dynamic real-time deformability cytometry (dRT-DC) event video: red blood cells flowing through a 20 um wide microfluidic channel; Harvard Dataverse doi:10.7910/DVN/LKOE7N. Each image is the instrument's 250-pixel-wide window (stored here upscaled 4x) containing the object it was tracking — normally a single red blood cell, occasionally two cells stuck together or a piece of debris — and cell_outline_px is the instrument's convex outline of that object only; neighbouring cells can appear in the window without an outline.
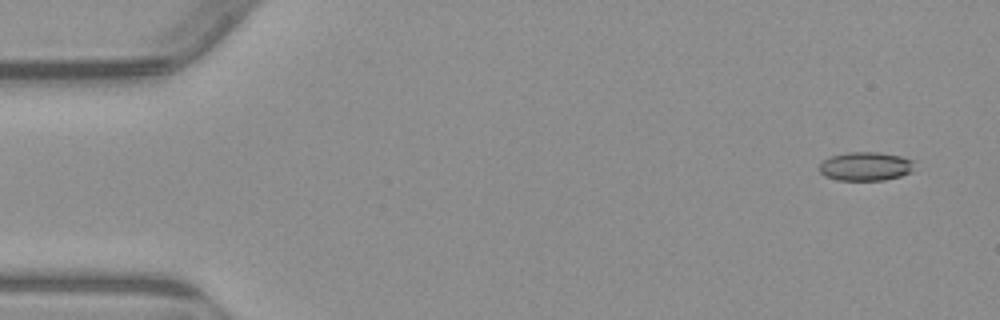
{"species": "common noctule bat (a hibernating species)", "species_latin": "Nyctalus noctula", "temperature_condition": "warm", "stored_images_in_passage": 4, "camera_frame_rate_fps": 3000, "um_per_image_px": 0.085, "animal": {"sex": "male", "body_mass_g": 23.1, "forearm_length_mm": 52.7}, "frame": {"image": 1, "passage_image": 1, "time_ms": 0.0, "image_size_px": [1000, 320], "cell_outline_px": [[916, 160], [912, 172], [900, 176], [884, 180], [836, 180], [824, 176], [816, 168], [824, 160], [832, 156], [848, 152], [880, 152], [900, 156]], "centroid_in_image_um": [73.59, 14.14], "position_along_channel_um": 11.4, "area_um2": 16.18}}
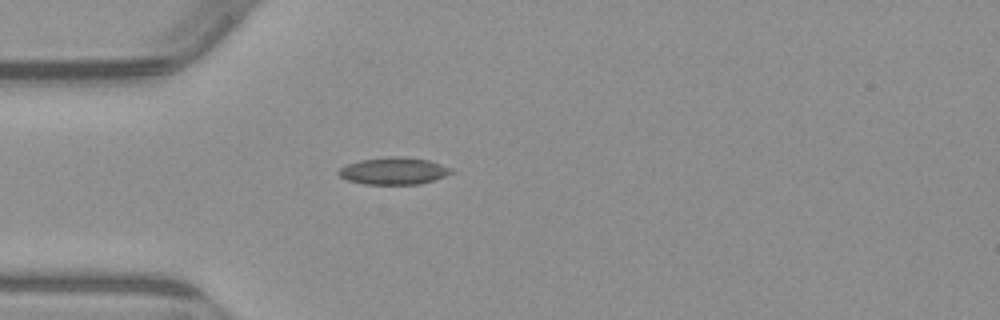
{"frame": {"image": 2, "passage_image": 4, "time_ms": 4.0, "image_size_px": [1000, 320], "cell_outline_px": [[456, 172], [420, 184], [364, 184], [348, 180], [340, 176], [336, 172], [340, 168], [348, 164], [360, 160], [392, 156], [400, 156], [428, 160], [452, 168]], "centroid_in_image_um": [33.47, 14.53], "position_along_channel_um": 51.5, "area_um2": 17.69}}